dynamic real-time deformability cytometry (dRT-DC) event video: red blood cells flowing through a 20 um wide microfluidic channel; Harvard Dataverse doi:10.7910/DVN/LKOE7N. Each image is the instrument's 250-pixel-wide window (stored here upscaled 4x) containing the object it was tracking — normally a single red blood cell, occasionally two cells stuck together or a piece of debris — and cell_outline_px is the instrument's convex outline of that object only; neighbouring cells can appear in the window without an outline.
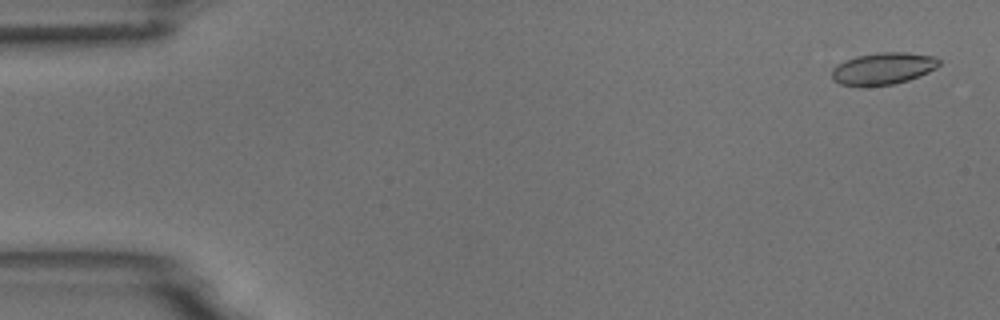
{"species": "common noctule bat (a hibernating species)", "species_latin": "Nyctalus noctula", "temperature_condition": "room temperature", "stored_images_in_passage": 5, "camera_frame_rate_fps": 3000, "um_per_image_px": 0.085, "animal": {"sex": "male", "body_mass_g": 18.8}, "frame": {"image": 1, "passage_image": 1, "time_ms": 0.0, "image_size_px": [1000, 320], "cell_outline_px": [[940, 64], [936, 68], [928, 72], [908, 80], [892, 84], [860, 88], [840, 84], [832, 80], [832, 68], [836, 64], [844, 60], [856, 56], [876, 52], [904, 52], [936, 56], [940, 60]], "centroid_in_image_um": [75.01, 5.84], "position_along_channel_um": 10.0, "area_um2": 20.46}}
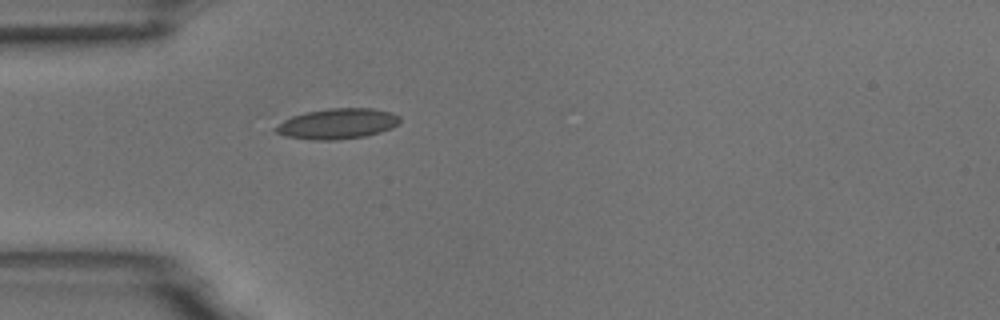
{"frame": {"image": 2, "passage_image": 5, "time_ms": 1.333, "image_size_px": [1000, 320], "cell_outline_px": [[400, 124], [392, 128], [380, 132], [364, 136], [336, 140], [312, 140], [288, 136], [276, 132], [272, 128], [284, 120], [292, 116], [304, 112], [328, 108], [372, 108], [392, 112], [400, 116]], "centroid_in_image_um": [28.7, 10.51], "position_along_channel_um": 56.3, "area_um2": 22.2}}